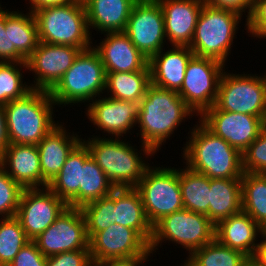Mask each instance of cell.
Masks as SVG:
<instances>
[{
  "label": "cell",
  "mask_w": 266,
  "mask_h": 266,
  "mask_svg": "<svg viewBox=\"0 0 266 266\" xmlns=\"http://www.w3.org/2000/svg\"><path fill=\"white\" fill-rule=\"evenodd\" d=\"M139 103L136 124L140 127V143L150 147L155 153L185 119L195 115L177 91L160 88L152 83Z\"/></svg>",
  "instance_id": "1"
},
{
  "label": "cell",
  "mask_w": 266,
  "mask_h": 266,
  "mask_svg": "<svg viewBox=\"0 0 266 266\" xmlns=\"http://www.w3.org/2000/svg\"><path fill=\"white\" fill-rule=\"evenodd\" d=\"M198 122L182 147L186 167L210 179L242 178V154Z\"/></svg>",
  "instance_id": "2"
},
{
  "label": "cell",
  "mask_w": 266,
  "mask_h": 266,
  "mask_svg": "<svg viewBox=\"0 0 266 266\" xmlns=\"http://www.w3.org/2000/svg\"><path fill=\"white\" fill-rule=\"evenodd\" d=\"M82 142L115 188L136 187L150 165L141 154L147 155L144 156L145 159L155 155V152L143 143L140 145L142 149L139 155L135 146L120 138H103L96 135L88 140L84 138Z\"/></svg>",
  "instance_id": "3"
},
{
  "label": "cell",
  "mask_w": 266,
  "mask_h": 266,
  "mask_svg": "<svg viewBox=\"0 0 266 266\" xmlns=\"http://www.w3.org/2000/svg\"><path fill=\"white\" fill-rule=\"evenodd\" d=\"M55 105L49 91L37 89L4 105L9 143L37 145L59 124L53 118Z\"/></svg>",
  "instance_id": "4"
},
{
  "label": "cell",
  "mask_w": 266,
  "mask_h": 266,
  "mask_svg": "<svg viewBox=\"0 0 266 266\" xmlns=\"http://www.w3.org/2000/svg\"><path fill=\"white\" fill-rule=\"evenodd\" d=\"M105 86V67L92 46L80 51L72 66L49 93L57 106H73L76 103H90V100L102 96Z\"/></svg>",
  "instance_id": "5"
},
{
  "label": "cell",
  "mask_w": 266,
  "mask_h": 266,
  "mask_svg": "<svg viewBox=\"0 0 266 266\" xmlns=\"http://www.w3.org/2000/svg\"><path fill=\"white\" fill-rule=\"evenodd\" d=\"M33 14L40 42L70 45L81 50L93 46L83 1L73 0L64 5L41 8Z\"/></svg>",
  "instance_id": "6"
},
{
  "label": "cell",
  "mask_w": 266,
  "mask_h": 266,
  "mask_svg": "<svg viewBox=\"0 0 266 266\" xmlns=\"http://www.w3.org/2000/svg\"><path fill=\"white\" fill-rule=\"evenodd\" d=\"M241 17L235 11L204 3L189 48L195 56L212 58L226 65Z\"/></svg>",
  "instance_id": "7"
},
{
  "label": "cell",
  "mask_w": 266,
  "mask_h": 266,
  "mask_svg": "<svg viewBox=\"0 0 266 266\" xmlns=\"http://www.w3.org/2000/svg\"><path fill=\"white\" fill-rule=\"evenodd\" d=\"M214 239L215 225L206 215L182 209L162 217L153 225L149 250L152 253L156 252L162 242L169 241L180 244L190 256L195 250Z\"/></svg>",
  "instance_id": "8"
},
{
  "label": "cell",
  "mask_w": 266,
  "mask_h": 266,
  "mask_svg": "<svg viewBox=\"0 0 266 266\" xmlns=\"http://www.w3.org/2000/svg\"><path fill=\"white\" fill-rule=\"evenodd\" d=\"M152 226L162 217L184 209L178 169L149 166L135 187Z\"/></svg>",
  "instance_id": "9"
},
{
  "label": "cell",
  "mask_w": 266,
  "mask_h": 266,
  "mask_svg": "<svg viewBox=\"0 0 266 266\" xmlns=\"http://www.w3.org/2000/svg\"><path fill=\"white\" fill-rule=\"evenodd\" d=\"M222 73L214 106L222 111L259 116L266 122V77Z\"/></svg>",
  "instance_id": "10"
},
{
  "label": "cell",
  "mask_w": 266,
  "mask_h": 266,
  "mask_svg": "<svg viewBox=\"0 0 266 266\" xmlns=\"http://www.w3.org/2000/svg\"><path fill=\"white\" fill-rule=\"evenodd\" d=\"M224 67L215 59L195 55L188 62L178 94L195 116H201L215 104L219 81L226 70Z\"/></svg>",
  "instance_id": "11"
},
{
  "label": "cell",
  "mask_w": 266,
  "mask_h": 266,
  "mask_svg": "<svg viewBox=\"0 0 266 266\" xmlns=\"http://www.w3.org/2000/svg\"><path fill=\"white\" fill-rule=\"evenodd\" d=\"M124 33L149 60L166 42L164 16L157 0H138L130 13Z\"/></svg>",
  "instance_id": "12"
},
{
  "label": "cell",
  "mask_w": 266,
  "mask_h": 266,
  "mask_svg": "<svg viewBox=\"0 0 266 266\" xmlns=\"http://www.w3.org/2000/svg\"><path fill=\"white\" fill-rule=\"evenodd\" d=\"M33 241L45 257L74 250H89V238L81 209L68 206Z\"/></svg>",
  "instance_id": "13"
},
{
  "label": "cell",
  "mask_w": 266,
  "mask_h": 266,
  "mask_svg": "<svg viewBox=\"0 0 266 266\" xmlns=\"http://www.w3.org/2000/svg\"><path fill=\"white\" fill-rule=\"evenodd\" d=\"M92 263L150 256L149 244L132 228L112 223L89 238Z\"/></svg>",
  "instance_id": "14"
},
{
  "label": "cell",
  "mask_w": 266,
  "mask_h": 266,
  "mask_svg": "<svg viewBox=\"0 0 266 266\" xmlns=\"http://www.w3.org/2000/svg\"><path fill=\"white\" fill-rule=\"evenodd\" d=\"M68 205L48 187L23 189L16 217L26 236L34 240L45 231Z\"/></svg>",
  "instance_id": "15"
},
{
  "label": "cell",
  "mask_w": 266,
  "mask_h": 266,
  "mask_svg": "<svg viewBox=\"0 0 266 266\" xmlns=\"http://www.w3.org/2000/svg\"><path fill=\"white\" fill-rule=\"evenodd\" d=\"M198 120L241 154L256 140L266 125L259 116L222 111L214 105L199 116Z\"/></svg>",
  "instance_id": "16"
},
{
  "label": "cell",
  "mask_w": 266,
  "mask_h": 266,
  "mask_svg": "<svg viewBox=\"0 0 266 266\" xmlns=\"http://www.w3.org/2000/svg\"><path fill=\"white\" fill-rule=\"evenodd\" d=\"M81 49L70 45L39 42L26 60L27 70L34 73L32 89L50 91L72 66ZM36 75V76H35Z\"/></svg>",
  "instance_id": "17"
},
{
  "label": "cell",
  "mask_w": 266,
  "mask_h": 266,
  "mask_svg": "<svg viewBox=\"0 0 266 266\" xmlns=\"http://www.w3.org/2000/svg\"><path fill=\"white\" fill-rule=\"evenodd\" d=\"M100 98V99H99ZM86 104V116L93 125L112 138H121L131 133L139 117L140 103L118 100L111 97H98ZM121 136V137H120Z\"/></svg>",
  "instance_id": "18"
},
{
  "label": "cell",
  "mask_w": 266,
  "mask_h": 266,
  "mask_svg": "<svg viewBox=\"0 0 266 266\" xmlns=\"http://www.w3.org/2000/svg\"><path fill=\"white\" fill-rule=\"evenodd\" d=\"M99 45L93 48L99 54L106 73L150 71L148 60L124 32L103 33Z\"/></svg>",
  "instance_id": "19"
},
{
  "label": "cell",
  "mask_w": 266,
  "mask_h": 266,
  "mask_svg": "<svg viewBox=\"0 0 266 266\" xmlns=\"http://www.w3.org/2000/svg\"><path fill=\"white\" fill-rule=\"evenodd\" d=\"M164 16L165 34L172 46H190L202 0H157Z\"/></svg>",
  "instance_id": "20"
},
{
  "label": "cell",
  "mask_w": 266,
  "mask_h": 266,
  "mask_svg": "<svg viewBox=\"0 0 266 266\" xmlns=\"http://www.w3.org/2000/svg\"><path fill=\"white\" fill-rule=\"evenodd\" d=\"M64 124H58L38 144L40 167L42 171V188L61 171L67 156L82 141L76 133L67 132Z\"/></svg>",
  "instance_id": "21"
},
{
  "label": "cell",
  "mask_w": 266,
  "mask_h": 266,
  "mask_svg": "<svg viewBox=\"0 0 266 266\" xmlns=\"http://www.w3.org/2000/svg\"><path fill=\"white\" fill-rule=\"evenodd\" d=\"M0 166L23 189L42 188L37 145L9 144L0 156Z\"/></svg>",
  "instance_id": "22"
},
{
  "label": "cell",
  "mask_w": 266,
  "mask_h": 266,
  "mask_svg": "<svg viewBox=\"0 0 266 266\" xmlns=\"http://www.w3.org/2000/svg\"><path fill=\"white\" fill-rule=\"evenodd\" d=\"M148 60L151 83L157 87L179 91L184 81L188 62L194 56L188 46H171ZM164 51V52H163Z\"/></svg>",
  "instance_id": "23"
},
{
  "label": "cell",
  "mask_w": 266,
  "mask_h": 266,
  "mask_svg": "<svg viewBox=\"0 0 266 266\" xmlns=\"http://www.w3.org/2000/svg\"><path fill=\"white\" fill-rule=\"evenodd\" d=\"M266 232L247 213L241 211L220 221L215 226V239L221 244L238 250L252 258L259 242L258 235ZM256 241V242H255Z\"/></svg>",
  "instance_id": "24"
},
{
  "label": "cell",
  "mask_w": 266,
  "mask_h": 266,
  "mask_svg": "<svg viewBox=\"0 0 266 266\" xmlns=\"http://www.w3.org/2000/svg\"><path fill=\"white\" fill-rule=\"evenodd\" d=\"M5 28H9L10 62L26 63L40 42L34 14L6 9Z\"/></svg>",
  "instance_id": "25"
},
{
  "label": "cell",
  "mask_w": 266,
  "mask_h": 266,
  "mask_svg": "<svg viewBox=\"0 0 266 266\" xmlns=\"http://www.w3.org/2000/svg\"><path fill=\"white\" fill-rule=\"evenodd\" d=\"M138 0H85L90 29L103 33L124 32L133 5Z\"/></svg>",
  "instance_id": "26"
},
{
  "label": "cell",
  "mask_w": 266,
  "mask_h": 266,
  "mask_svg": "<svg viewBox=\"0 0 266 266\" xmlns=\"http://www.w3.org/2000/svg\"><path fill=\"white\" fill-rule=\"evenodd\" d=\"M114 220L116 224L134 229L149 244L153 226L135 187L114 189Z\"/></svg>",
  "instance_id": "27"
},
{
  "label": "cell",
  "mask_w": 266,
  "mask_h": 266,
  "mask_svg": "<svg viewBox=\"0 0 266 266\" xmlns=\"http://www.w3.org/2000/svg\"><path fill=\"white\" fill-rule=\"evenodd\" d=\"M89 156L90 152L88 148L81 141L67 156L61 171L47 186L69 207L79 208L81 168Z\"/></svg>",
  "instance_id": "28"
},
{
  "label": "cell",
  "mask_w": 266,
  "mask_h": 266,
  "mask_svg": "<svg viewBox=\"0 0 266 266\" xmlns=\"http://www.w3.org/2000/svg\"><path fill=\"white\" fill-rule=\"evenodd\" d=\"M242 211L241 178L210 179L209 219L220 221Z\"/></svg>",
  "instance_id": "29"
},
{
  "label": "cell",
  "mask_w": 266,
  "mask_h": 266,
  "mask_svg": "<svg viewBox=\"0 0 266 266\" xmlns=\"http://www.w3.org/2000/svg\"><path fill=\"white\" fill-rule=\"evenodd\" d=\"M150 84V71L111 72L106 73L105 92L114 99L140 102Z\"/></svg>",
  "instance_id": "30"
},
{
  "label": "cell",
  "mask_w": 266,
  "mask_h": 266,
  "mask_svg": "<svg viewBox=\"0 0 266 266\" xmlns=\"http://www.w3.org/2000/svg\"><path fill=\"white\" fill-rule=\"evenodd\" d=\"M184 167L178 169L183 207L209 218L210 178Z\"/></svg>",
  "instance_id": "31"
},
{
  "label": "cell",
  "mask_w": 266,
  "mask_h": 266,
  "mask_svg": "<svg viewBox=\"0 0 266 266\" xmlns=\"http://www.w3.org/2000/svg\"><path fill=\"white\" fill-rule=\"evenodd\" d=\"M242 211L250 215L266 232V178L262 173H243Z\"/></svg>",
  "instance_id": "32"
},
{
  "label": "cell",
  "mask_w": 266,
  "mask_h": 266,
  "mask_svg": "<svg viewBox=\"0 0 266 266\" xmlns=\"http://www.w3.org/2000/svg\"><path fill=\"white\" fill-rule=\"evenodd\" d=\"M115 189L104 171L89 156L81 168V184L79 186V208L83 205L110 195Z\"/></svg>",
  "instance_id": "33"
},
{
  "label": "cell",
  "mask_w": 266,
  "mask_h": 266,
  "mask_svg": "<svg viewBox=\"0 0 266 266\" xmlns=\"http://www.w3.org/2000/svg\"><path fill=\"white\" fill-rule=\"evenodd\" d=\"M247 259L242 252L231 249L216 239L187 257L193 266H243Z\"/></svg>",
  "instance_id": "34"
},
{
  "label": "cell",
  "mask_w": 266,
  "mask_h": 266,
  "mask_svg": "<svg viewBox=\"0 0 266 266\" xmlns=\"http://www.w3.org/2000/svg\"><path fill=\"white\" fill-rule=\"evenodd\" d=\"M29 241L16 216L0 218V266H8Z\"/></svg>",
  "instance_id": "35"
},
{
  "label": "cell",
  "mask_w": 266,
  "mask_h": 266,
  "mask_svg": "<svg viewBox=\"0 0 266 266\" xmlns=\"http://www.w3.org/2000/svg\"><path fill=\"white\" fill-rule=\"evenodd\" d=\"M22 68L27 69V64L23 62H0L1 105L20 99L32 90L30 85H27L26 82L23 83L24 75L22 74L24 71Z\"/></svg>",
  "instance_id": "36"
},
{
  "label": "cell",
  "mask_w": 266,
  "mask_h": 266,
  "mask_svg": "<svg viewBox=\"0 0 266 266\" xmlns=\"http://www.w3.org/2000/svg\"><path fill=\"white\" fill-rule=\"evenodd\" d=\"M85 218L87 236L105 230L114 220V190L110 195L89 202L81 208Z\"/></svg>",
  "instance_id": "37"
},
{
  "label": "cell",
  "mask_w": 266,
  "mask_h": 266,
  "mask_svg": "<svg viewBox=\"0 0 266 266\" xmlns=\"http://www.w3.org/2000/svg\"><path fill=\"white\" fill-rule=\"evenodd\" d=\"M23 188L0 166V217L16 216Z\"/></svg>",
  "instance_id": "38"
},
{
  "label": "cell",
  "mask_w": 266,
  "mask_h": 266,
  "mask_svg": "<svg viewBox=\"0 0 266 266\" xmlns=\"http://www.w3.org/2000/svg\"><path fill=\"white\" fill-rule=\"evenodd\" d=\"M242 169L243 173H263L266 170V125L242 153Z\"/></svg>",
  "instance_id": "39"
},
{
  "label": "cell",
  "mask_w": 266,
  "mask_h": 266,
  "mask_svg": "<svg viewBox=\"0 0 266 266\" xmlns=\"http://www.w3.org/2000/svg\"><path fill=\"white\" fill-rule=\"evenodd\" d=\"M91 264L89 250H74L47 257V266H90Z\"/></svg>",
  "instance_id": "40"
},
{
  "label": "cell",
  "mask_w": 266,
  "mask_h": 266,
  "mask_svg": "<svg viewBox=\"0 0 266 266\" xmlns=\"http://www.w3.org/2000/svg\"><path fill=\"white\" fill-rule=\"evenodd\" d=\"M8 266H47V257L38 249L34 241H29L16 254Z\"/></svg>",
  "instance_id": "41"
},
{
  "label": "cell",
  "mask_w": 266,
  "mask_h": 266,
  "mask_svg": "<svg viewBox=\"0 0 266 266\" xmlns=\"http://www.w3.org/2000/svg\"><path fill=\"white\" fill-rule=\"evenodd\" d=\"M202 1L205 4H208L213 7L235 11L240 15H243V12L244 13L247 12L248 13L246 15L247 18L250 15L252 9V2H253V0H202Z\"/></svg>",
  "instance_id": "42"
},
{
  "label": "cell",
  "mask_w": 266,
  "mask_h": 266,
  "mask_svg": "<svg viewBox=\"0 0 266 266\" xmlns=\"http://www.w3.org/2000/svg\"><path fill=\"white\" fill-rule=\"evenodd\" d=\"M246 32L252 37L266 38V14H250L246 18Z\"/></svg>",
  "instance_id": "43"
},
{
  "label": "cell",
  "mask_w": 266,
  "mask_h": 266,
  "mask_svg": "<svg viewBox=\"0 0 266 266\" xmlns=\"http://www.w3.org/2000/svg\"><path fill=\"white\" fill-rule=\"evenodd\" d=\"M0 62H10L9 28H5V10L0 6Z\"/></svg>",
  "instance_id": "44"
},
{
  "label": "cell",
  "mask_w": 266,
  "mask_h": 266,
  "mask_svg": "<svg viewBox=\"0 0 266 266\" xmlns=\"http://www.w3.org/2000/svg\"><path fill=\"white\" fill-rule=\"evenodd\" d=\"M9 137L7 132L6 114L4 105L0 104V156L4 150L9 146Z\"/></svg>",
  "instance_id": "45"
},
{
  "label": "cell",
  "mask_w": 266,
  "mask_h": 266,
  "mask_svg": "<svg viewBox=\"0 0 266 266\" xmlns=\"http://www.w3.org/2000/svg\"><path fill=\"white\" fill-rule=\"evenodd\" d=\"M73 0H29L31 5L29 11L31 13L35 12L38 9L49 7V6H60L66 3H69Z\"/></svg>",
  "instance_id": "46"
},
{
  "label": "cell",
  "mask_w": 266,
  "mask_h": 266,
  "mask_svg": "<svg viewBox=\"0 0 266 266\" xmlns=\"http://www.w3.org/2000/svg\"><path fill=\"white\" fill-rule=\"evenodd\" d=\"M149 256H139L133 259L114 260L103 263L104 266H140L149 261Z\"/></svg>",
  "instance_id": "47"
},
{
  "label": "cell",
  "mask_w": 266,
  "mask_h": 266,
  "mask_svg": "<svg viewBox=\"0 0 266 266\" xmlns=\"http://www.w3.org/2000/svg\"><path fill=\"white\" fill-rule=\"evenodd\" d=\"M261 238L263 239L259 242L252 259L260 266H266V233Z\"/></svg>",
  "instance_id": "48"
},
{
  "label": "cell",
  "mask_w": 266,
  "mask_h": 266,
  "mask_svg": "<svg viewBox=\"0 0 266 266\" xmlns=\"http://www.w3.org/2000/svg\"><path fill=\"white\" fill-rule=\"evenodd\" d=\"M250 14H266V0H253Z\"/></svg>",
  "instance_id": "49"
},
{
  "label": "cell",
  "mask_w": 266,
  "mask_h": 266,
  "mask_svg": "<svg viewBox=\"0 0 266 266\" xmlns=\"http://www.w3.org/2000/svg\"><path fill=\"white\" fill-rule=\"evenodd\" d=\"M243 266H260L256 261H254L252 258H248Z\"/></svg>",
  "instance_id": "50"
},
{
  "label": "cell",
  "mask_w": 266,
  "mask_h": 266,
  "mask_svg": "<svg viewBox=\"0 0 266 266\" xmlns=\"http://www.w3.org/2000/svg\"><path fill=\"white\" fill-rule=\"evenodd\" d=\"M181 266H193L187 259Z\"/></svg>",
  "instance_id": "51"
},
{
  "label": "cell",
  "mask_w": 266,
  "mask_h": 266,
  "mask_svg": "<svg viewBox=\"0 0 266 266\" xmlns=\"http://www.w3.org/2000/svg\"><path fill=\"white\" fill-rule=\"evenodd\" d=\"M90 266H104L103 264L92 263Z\"/></svg>",
  "instance_id": "52"
},
{
  "label": "cell",
  "mask_w": 266,
  "mask_h": 266,
  "mask_svg": "<svg viewBox=\"0 0 266 266\" xmlns=\"http://www.w3.org/2000/svg\"><path fill=\"white\" fill-rule=\"evenodd\" d=\"M264 175V177L266 178V170L262 173Z\"/></svg>",
  "instance_id": "53"
}]
</instances>
